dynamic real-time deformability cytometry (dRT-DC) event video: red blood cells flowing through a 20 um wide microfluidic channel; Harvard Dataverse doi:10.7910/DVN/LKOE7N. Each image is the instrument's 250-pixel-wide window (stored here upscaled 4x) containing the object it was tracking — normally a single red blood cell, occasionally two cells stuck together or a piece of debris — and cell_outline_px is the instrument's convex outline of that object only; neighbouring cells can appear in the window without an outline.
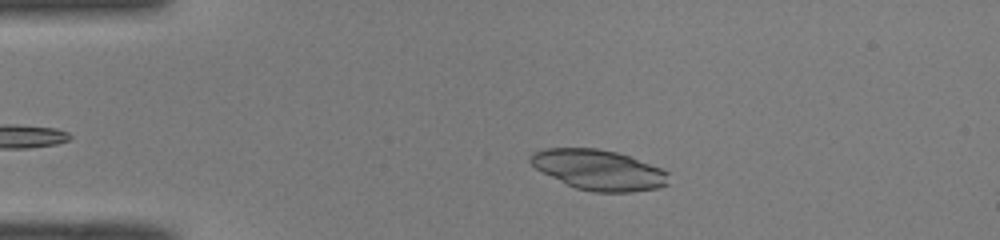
{"species": "common noctule bat (a hibernating species)", "species_latin": "Nyctalus noctula", "temperature_condition": "room temperature", "stored_images_in_passage": 41, "camera_frame_rate_fps": 3000, "um_per_image_px": 0.085, "animal": {"sex": "male", "body_mass_g": 19.0, "forearm_length_mm": 50.8}, "frame": {"image": 1, "passage_image": 8, "time_ms": 2.333, "image_size_px": [1000, 240], "cell_outline_px": [[668, 184], [656, 188], [632, 192], [592, 192], [576, 188], [536, 168], [528, 160], [528, 156], [532, 152], [544, 148], [596, 148], [616, 152], [628, 156], [660, 168], [668, 172]], "centroid_in_image_um": [50.87, 14.43], "position_along_channel_um": 34.1, "area_um2": 32.08}}